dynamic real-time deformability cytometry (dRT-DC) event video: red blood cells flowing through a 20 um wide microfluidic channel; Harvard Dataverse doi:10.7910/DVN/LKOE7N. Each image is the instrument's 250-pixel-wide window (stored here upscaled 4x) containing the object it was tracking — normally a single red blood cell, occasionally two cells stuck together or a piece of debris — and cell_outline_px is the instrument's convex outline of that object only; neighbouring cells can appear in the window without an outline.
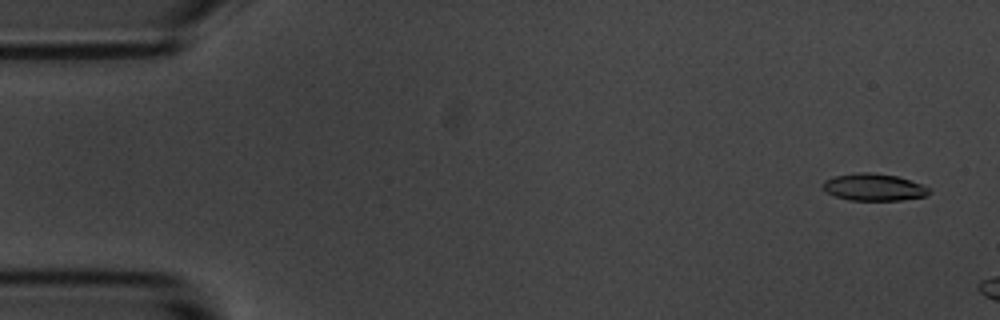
{"species": "common noctule bat (a hibernating species)", "species_latin": "Nyctalus noctula", "temperature_condition": "room temperature", "stored_images_in_passage": 3, "camera_frame_rate_fps": 3000, "um_per_image_px": 0.085, "animal": {"sex": "male", "body_mass_g": 20.1, "forearm_length_mm": 53.5}, "frame": {"image": 1, "passage_image": 1, "time_ms": 0.0, "image_size_px": [1000, 320], "cell_outline_px": [[932, 192], [924, 196], [900, 200], [848, 200], [836, 196], [820, 188], [820, 184], [824, 180], [832, 176], [856, 172], [872, 172], [896, 176], [920, 184], [928, 188]], "centroid_in_image_um": [74.19, 15.9], "position_along_channel_um": 10.8, "area_um2": 16.82}}